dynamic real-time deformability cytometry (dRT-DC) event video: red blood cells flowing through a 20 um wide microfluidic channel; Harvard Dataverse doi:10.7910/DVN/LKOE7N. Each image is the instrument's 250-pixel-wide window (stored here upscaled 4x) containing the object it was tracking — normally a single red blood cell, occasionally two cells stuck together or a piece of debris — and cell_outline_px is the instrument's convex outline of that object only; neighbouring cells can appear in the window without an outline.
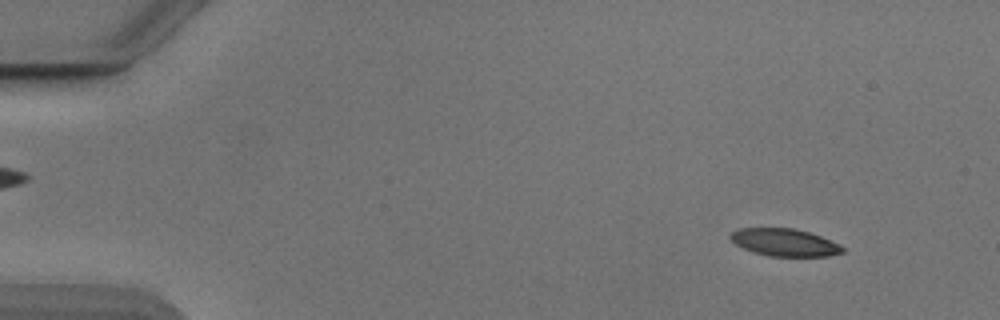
{"species": "Egyptian fruit bat (a non-hibernating species)", "species_latin": "Rousettus aegyptiacus", "temperature_condition": "cold", "stored_images_in_passage": 53, "camera_frame_rate_fps": 3000, "um_per_image_px": 0.085, "animal": {"sex": "male"}, "frame": {"image": 1, "passage_image": 5, "time_ms": 1.333, "image_size_px": [1000, 320], "cell_outline_px": [[844, 252], [828, 256], [768, 256], [752, 252], [736, 244], [728, 236], [736, 228], [796, 228], [820, 236], [840, 244], [844, 248]], "centroid_in_image_um": [66.68, 20.6], "position_along_channel_um": 18.3, "area_um2": 17.98}}
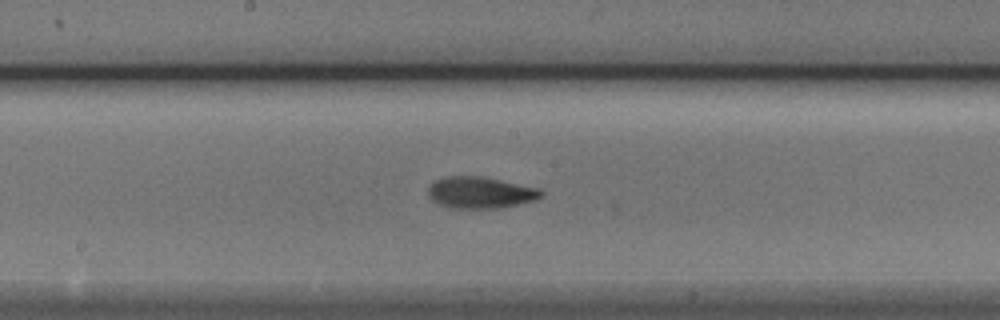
{"frame": {"image": 2, "passage_image": 28, "time_ms": 9.0, "image_size_px": [1000, 320], "cell_outline_px": [[544, 196], [536, 200], [496, 208], [452, 208], [440, 204], [432, 200], [428, 196], [428, 188], [436, 180], [444, 176], [484, 176], [540, 188], [544, 192]], "centroid_in_image_um": [40.86, 16.35], "position_along_channel_um": 207.3, "area_um2": 20.87}}
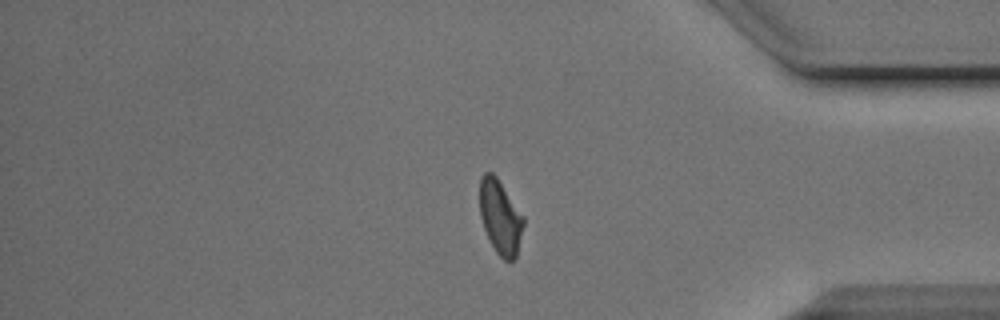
{"frame": {"image": 3, "passage_image": 44, "time_ms": 14.333, "image_size_px": [1000, 320], "cell_outline_px": [[524, 224], [516, 256], [512, 260], [504, 260], [496, 252], [484, 228], [480, 216], [480, 176], [484, 172], [492, 172], [496, 176], [524, 216]], "centroid_in_image_um": [42.52, 18.42], "position_along_channel_um": 392.7, "area_um2": 18.73}}